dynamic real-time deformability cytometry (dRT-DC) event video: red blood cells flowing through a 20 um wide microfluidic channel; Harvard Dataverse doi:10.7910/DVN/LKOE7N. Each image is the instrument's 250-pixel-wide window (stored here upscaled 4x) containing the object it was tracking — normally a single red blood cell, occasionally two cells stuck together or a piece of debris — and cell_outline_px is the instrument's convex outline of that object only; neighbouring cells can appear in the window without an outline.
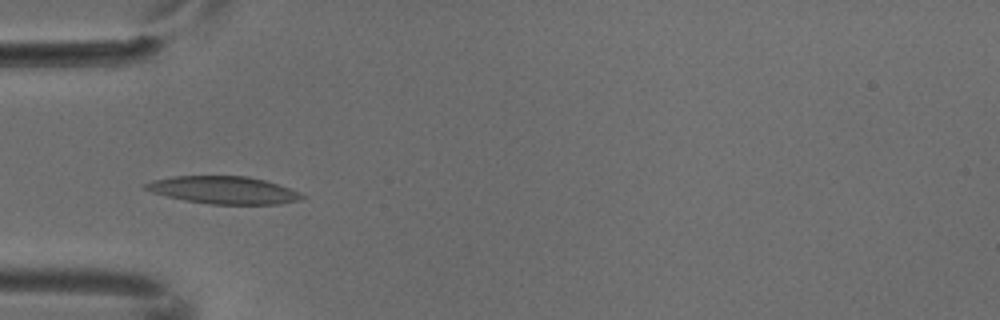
{"species": "common noctule bat (a hibernating species)", "species_latin": "Nyctalus noctula", "temperature_condition": "cold", "stored_images_in_passage": 7, "camera_frame_rate_fps": 3000, "um_per_image_px": 0.085, "animal": {"sex": "male", "body_mass_g": 18.8}, "frame": {"image": 1, "passage_image": 4, "time_ms": 1.0, "image_size_px": [1000, 320], "cell_outline_px": [[304, 196], [300, 200], [280, 204], [208, 204], [184, 200], [152, 192], [144, 188], [144, 184], [152, 180], [172, 176], [248, 176], [264, 180], [300, 192]], "centroid_in_image_um": [18.99, 16.15], "position_along_channel_um": 66.0, "area_um2": 24.91}}
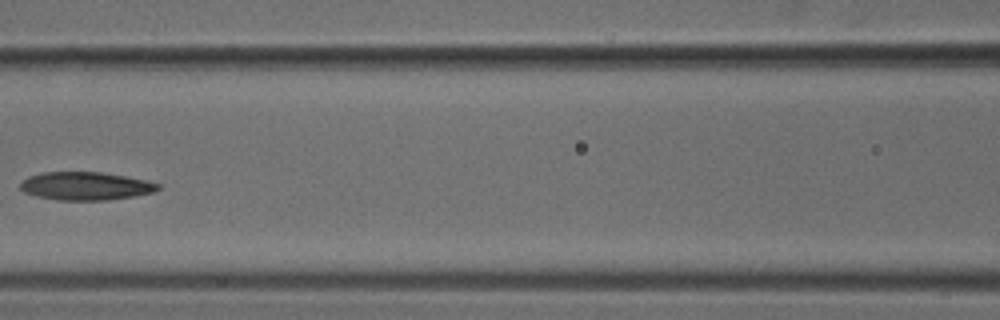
{"frame": {"image": 2, "passage_image": 6, "time_ms": 1.667, "image_size_px": [1000, 320], "cell_outline_px": [[160, 188], [156, 192], [136, 196], [108, 200], [60, 200], [36, 196], [24, 192], [20, 188], [20, 184], [28, 176], [44, 172], [100, 172], [124, 176], [144, 180], [160, 184]], "centroid_in_image_um": [7.3, 15.82], "position_along_channel_um": 159.3, "area_um2": 22.54}}
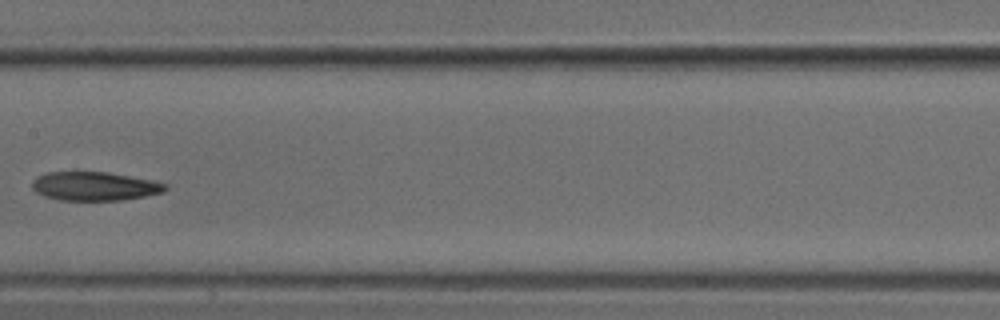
{"frame": {"image": 3, "passage_image": 7, "time_ms": 2.0, "image_size_px": [1000, 320], "cell_outline_px": [[168, 188], [164, 192], [124, 200], [60, 200], [44, 196], [36, 192], [32, 188], [32, 180], [36, 176], [48, 172], [108, 172], [152, 180], [168, 184]], "centroid_in_image_um": [8.04, 15.82], "position_along_channel_um": 199.4, "area_um2": 22.43}}